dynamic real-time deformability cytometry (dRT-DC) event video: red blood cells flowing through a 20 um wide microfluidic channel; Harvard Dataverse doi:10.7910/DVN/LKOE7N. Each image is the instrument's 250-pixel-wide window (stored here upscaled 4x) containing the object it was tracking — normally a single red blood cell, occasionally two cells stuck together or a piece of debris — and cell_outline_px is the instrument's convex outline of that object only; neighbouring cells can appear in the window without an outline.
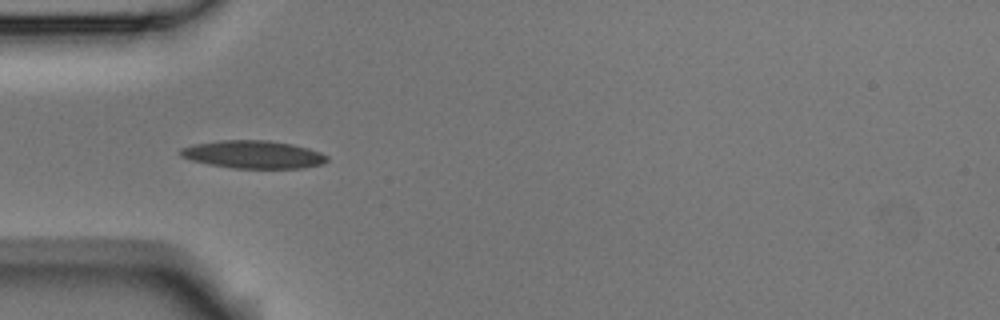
{"species": "Egyptian fruit bat (a non-hibernating species)", "species_latin": "Rousettus aegyptiacus", "temperature_condition": "room temperature", "stored_images_in_passage": 6, "camera_frame_rate_fps": 3000, "um_per_image_px": 0.085, "animal": {"sex": "male"}, "frame": {"image": 1, "passage_image": 5, "time_ms": 1.333, "image_size_px": [1000, 320], "cell_outline_px": [[328, 160], [320, 164], [304, 168], [232, 168], [208, 164], [192, 160], [180, 156], [180, 148], [192, 144], [220, 140], [268, 140], [292, 144], [308, 148], [320, 152], [328, 156]], "centroid_in_image_um": [21.51, 13.12], "position_along_channel_um": 63.5, "area_um2": 23.81}}
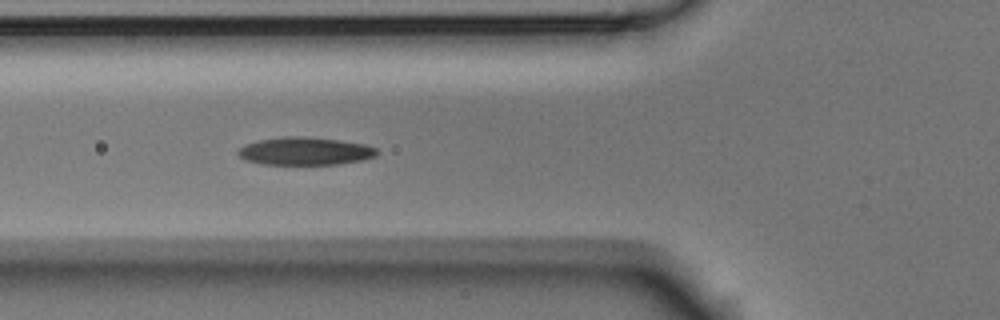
{"frame": {"image": 2, "passage_image": 6, "time_ms": 1.667, "image_size_px": [1000, 320], "cell_outline_px": [[380, 152], [376, 156], [360, 160], [340, 164], [264, 164], [244, 160], [236, 152], [244, 144], [256, 140], [284, 136], [300, 136], [340, 140], [364, 144], [376, 148]], "centroid_in_image_um": [25.91, 12.84], "position_along_channel_um": 99.9, "area_um2": 22.6}}